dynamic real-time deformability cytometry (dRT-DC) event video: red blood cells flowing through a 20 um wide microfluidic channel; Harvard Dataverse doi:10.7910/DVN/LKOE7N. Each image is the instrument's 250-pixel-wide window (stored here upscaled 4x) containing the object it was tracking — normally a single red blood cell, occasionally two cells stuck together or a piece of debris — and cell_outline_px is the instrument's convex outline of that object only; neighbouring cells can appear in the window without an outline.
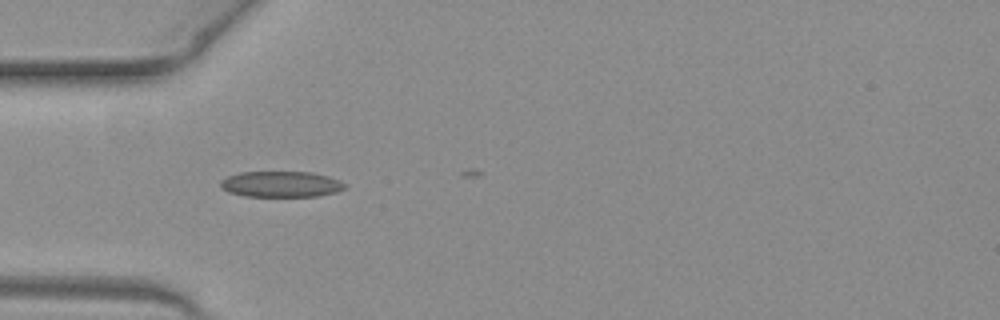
{"species": "common noctule bat (a hibernating species)", "species_latin": "Nyctalus noctula", "temperature_condition": "warm", "stored_images_in_passage": 6, "camera_frame_rate_fps": 3000, "um_per_image_px": 0.085, "animal": {"sex": "female", "body_mass_g": 19.3, "forearm_length_mm": 54.1}, "frame": {"image": 1, "passage_image": 4, "time_ms": 1.0, "image_size_px": [1000, 320], "cell_outline_px": [[348, 184], [344, 188], [336, 192], [320, 196], [244, 196], [228, 192], [220, 188], [220, 180], [228, 176], [240, 172], [312, 172], [328, 176], [340, 180]], "centroid_in_image_um": [23.89, 15.65], "position_along_channel_um": 61.1, "area_um2": 18.9}}